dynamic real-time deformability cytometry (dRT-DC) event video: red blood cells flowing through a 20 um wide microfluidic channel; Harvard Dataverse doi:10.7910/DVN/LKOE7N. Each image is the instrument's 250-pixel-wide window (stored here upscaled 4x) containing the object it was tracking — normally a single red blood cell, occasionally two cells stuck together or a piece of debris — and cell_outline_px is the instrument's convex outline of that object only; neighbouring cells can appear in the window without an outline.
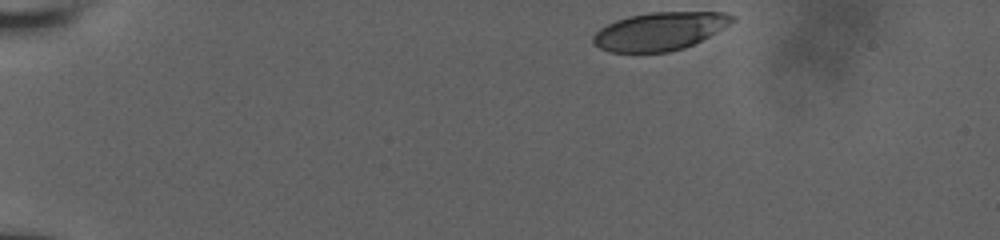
{"species": "human", "species_latin": "Homo sapiens", "temperature_condition": "room temperature", "stored_images_in_passage": 19, "camera_frame_rate_fps": 3000, "um_per_image_px": 0.085, "donor": {"sex": "male"}, "frame": {"image": 1, "passage_image": 1, "time_ms": 0.0, "image_size_px": [1000, 240], "cell_outline_px": [[736, 20], [724, 28], [684, 48], [668, 52], [608, 52], [592, 44], [592, 36], [600, 28], [616, 20], [628, 16], [652, 12], [724, 12], [736, 16]], "centroid_in_image_um": [56.06, 2.65], "position_along_channel_um": 28.9, "area_um2": 30.87}}
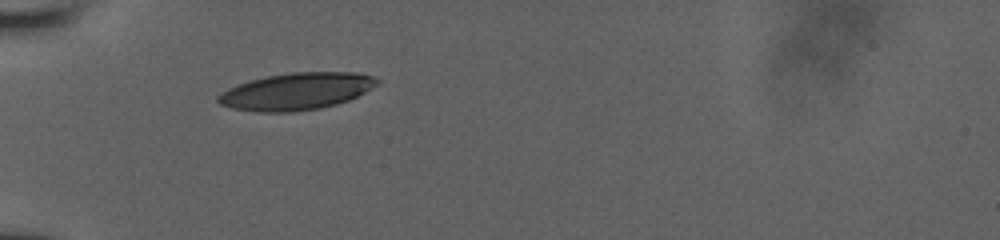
{"frame": {"image": 2, "passage_image": 13, "time_ms": 3.0, "image_size_px": [1000, 240], "cell_outline_px": [[380, 80], [376, 84], [364, 92], [348, 100], [336, 104], [320, 108], [292, 112], [256, 112], [232, 108], [220, 104], [216, 100], [216, 96], [220, 92], [228, 88], [248, 80], [268, 76], [292, 72], [360, 72], [372, 76]], "centroid_in_image_um": [25.15, 7.76], "position_along_channel_um": 59.9, "area_um2": 34.33}}
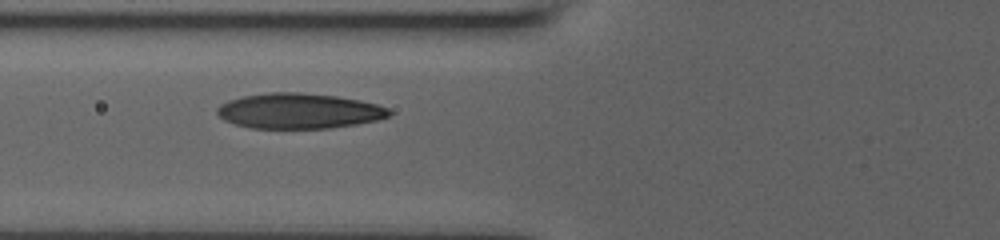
{"frame": {"image": 3, "passage_image": 18, "time_ms": 4.333, "image_size_px": [1000, 240], "cell_outline_px": [[392, 112], [388, 116], [380, 120], [356, 124], [328, 128], [252, 128], [236, 124], [224, 120], [216, 112], [216, 108], [220, 104], [228, 100], [244, 96], [268, 92], [300, 92], [336, 96], [360, 100], [376, 104], [388, 108]], "centroid_in_image_um": [25.41, 9.42], "position_along_channel_um": 100.4, "area_um2": 35.43}}